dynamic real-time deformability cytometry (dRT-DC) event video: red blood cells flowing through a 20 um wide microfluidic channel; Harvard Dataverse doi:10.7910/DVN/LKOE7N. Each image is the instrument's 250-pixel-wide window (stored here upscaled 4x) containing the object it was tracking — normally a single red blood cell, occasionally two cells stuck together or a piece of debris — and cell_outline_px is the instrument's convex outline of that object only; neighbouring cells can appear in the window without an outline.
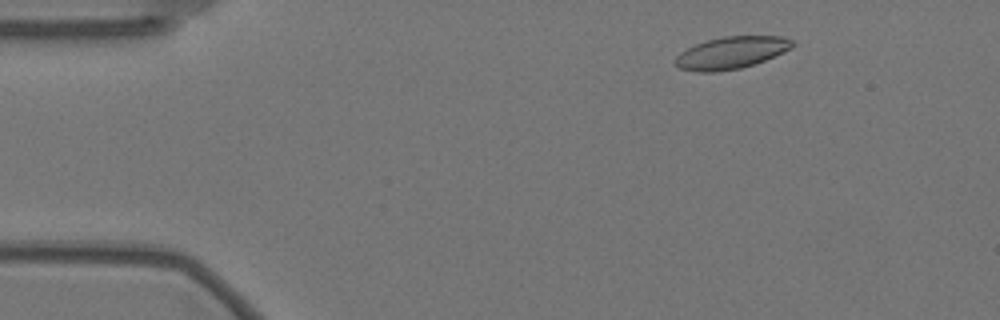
{"species": "Egyptian fruit bat (a non-hibernating species)", "species_latin": "Rousettus aegyptiacus", "temperature_condition": "warm", "stored_images_in_passage": 13, "camera_frame_rate_fps": 3000, "um_per_image_px": 0.085, "animal": {"sex": "female"}, "frame": {"image": 1, "passage_image": 6, "time_ms": 1.667, "image_size_px": [1000, 320], "cell_outline_px": [[796, 44], [792, 48], [764, 60], [740, 68], [716, 72], [696, 72], [680, 68], [672, 60], [680, 52], [696, 44], [708, 40], [724, 36], [780, 36], [792, 40]], "centroid_in_image_um": [62.14, 4.48], "position_along_channel_um": 22.9, "area_um2": 21.79}}